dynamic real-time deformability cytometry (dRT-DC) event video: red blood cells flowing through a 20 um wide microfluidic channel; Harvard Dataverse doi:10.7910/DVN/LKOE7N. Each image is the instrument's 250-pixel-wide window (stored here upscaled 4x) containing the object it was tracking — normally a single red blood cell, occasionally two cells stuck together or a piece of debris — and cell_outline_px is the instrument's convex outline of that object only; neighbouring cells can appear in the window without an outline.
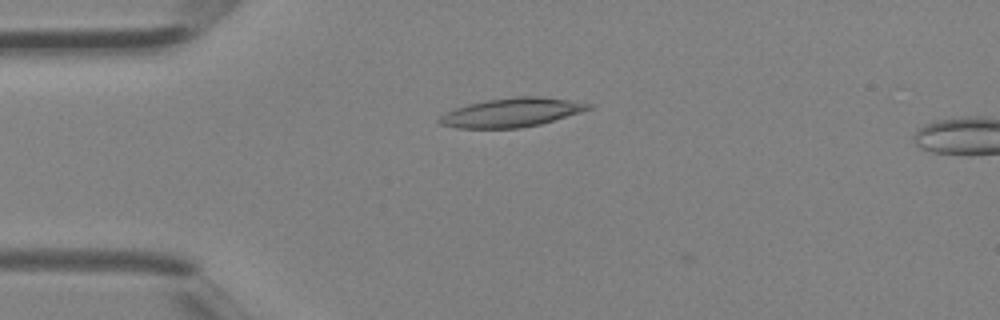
{"species": "Egyptian fruit bat (a non-hibernating species)", "species_latin": "Rousettus aegyptiacus", "temperature_condition": "room temperature", "stored_images_in_passage": 4, "camera_frame_rate_fps": 3000, "um_per_image_px": 0.085, "animal": {"sex": "female"}, "frame": {"image": 1, "passage_image": 3, "time_ms": 0.667, "image_size_px": [1000, 320], "cell_outline_px": [[596, 104], [592, 108], [580, 112], [540, 124], [520, 128], [456, 128], [440, 124], [436, 120], [444, 112], [468, 104], [488, 100], [516, 96], [540, 96]], "centroid_in_image_um": [43.47, 9.56], "position_along_channel_um": 41.5, "area_um2": 25.09}}